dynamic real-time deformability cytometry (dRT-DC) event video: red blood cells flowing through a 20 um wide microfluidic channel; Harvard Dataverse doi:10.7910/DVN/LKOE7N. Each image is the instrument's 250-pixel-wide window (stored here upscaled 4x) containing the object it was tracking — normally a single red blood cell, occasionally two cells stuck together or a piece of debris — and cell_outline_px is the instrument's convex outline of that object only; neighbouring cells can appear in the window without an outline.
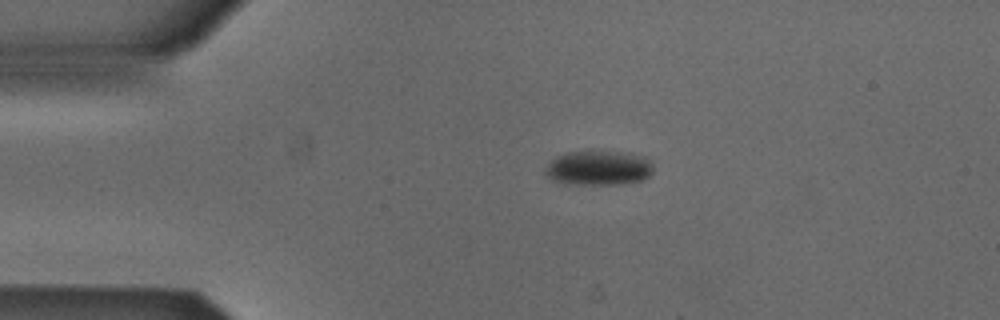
{"species": "Egyptian fruit bat (a non-hibernating species)", "species_latin": "Rousettus aegyptiacus", "temperature_condition": "cold", "stored_images_in_passage": 43, "camera_frame_rate_fps": 3000, "um_per_image_px": 0.085, "animal": {"sex": "male"}, "frame": {"image": 1, "passage_image": 1, "time_ms": 0.0, "image_size_px": [1000, 320], "cell_outline_px": [[652, 172], [644, 180], [612, 184], [584, 184], [556, 180], [548, 176], [544, 172], [544, 168], [556, 156], [564, 152], [592, 148], [620, 152], [644, 156], [652, 160]], "centroid_in_image_um": [50.89, 14.21], "position_along_channel_um": 34.1, "area_um2": 22.14}}
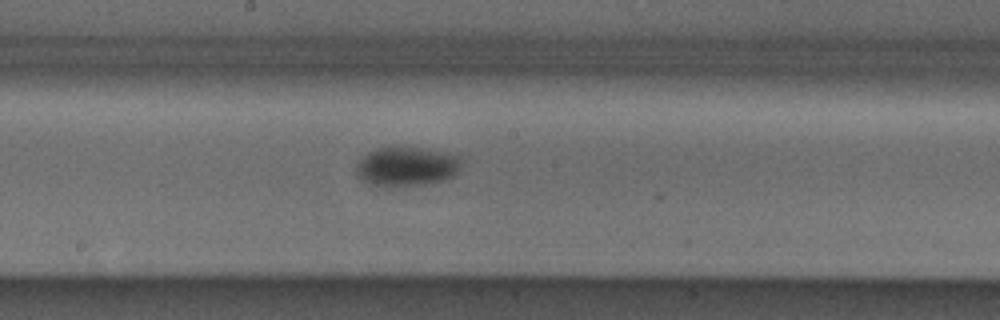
{"frame": {"image": 2, "passage_image": 18, "time_ms": 5.667, "image_size_px": [1000, 320], "cell_outline_px": [[460, 164], [456, 172], [452, 176], [428, 184], [400, 188], [380, 188], [368, 184], [356, 176], [356, 164], [368, 152], [380, 148], [420, 148], [460, 156]], "centroid_in_image_um": [34.48, 14.21], "position_along_channel_um": 213.7, "area_um2": 24.22}}
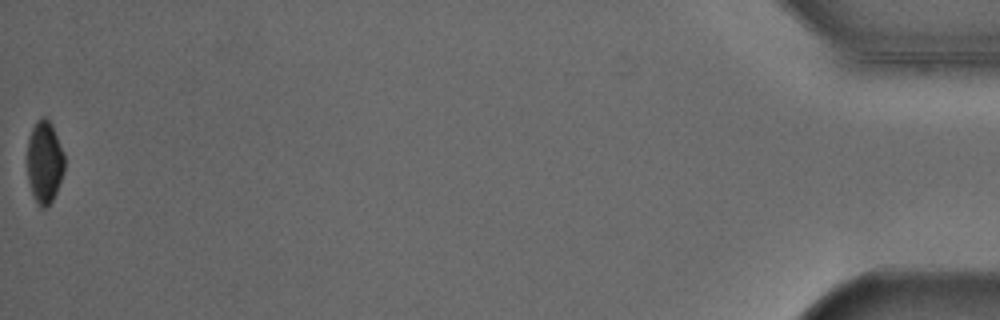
{"frame": {"image": 3, "passage_image": 43, "time_ms": 14.0, "image_size_px": [1000, 320], "cell_outline_px": [[64, 172], [56, 192], [52, 200], [44, 208], [40, 208], [32, 192], [28, 180], [28, 136], [36, 120], [40, 116], [44, 116], [52, 124], [64, 152]], "centroid_in_image_um": [3.79, 13.72], "position_along_channel_um": 431.4, "area_um2": 17.86}, "authors_computed_cell_mechanics": {"area_um2": 22.8888, "velocity_mm_per_s": 3.8672, "shape_relaxation_time_tau1_ms": 6.0725, "shape_relaxation_time_tau2_ms": null, "deformation_change_tau1": 0.0768, "deformation_change_tau2": null}}